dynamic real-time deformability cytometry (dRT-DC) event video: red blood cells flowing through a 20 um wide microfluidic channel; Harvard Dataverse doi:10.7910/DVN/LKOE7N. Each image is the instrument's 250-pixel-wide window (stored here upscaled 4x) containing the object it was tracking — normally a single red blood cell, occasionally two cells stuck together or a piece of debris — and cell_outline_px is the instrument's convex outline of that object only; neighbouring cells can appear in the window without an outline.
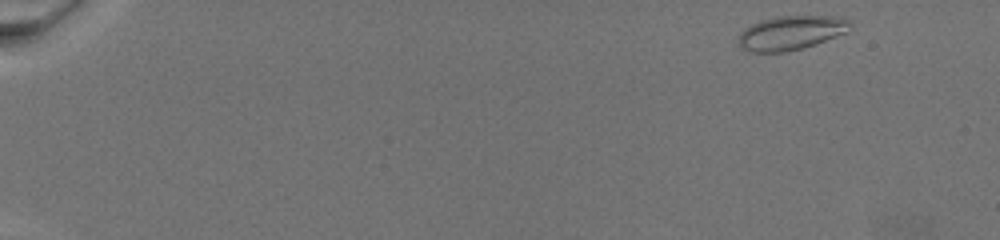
{"species": "common noctule bat (a hibernating species)", "species_latin": "Nyctalus noctula", "temperature_condition": "warm", "stored_images_in_passage": 53, "camera_frame_rate_fps": 3000, "um_per_image_px": 0.085, "animal": {"sex": "female", "body_mass_g": 19.5, "forearm_length_mm": 54.1}, "frame": {"image": 1, "passage_image": 1, "time_ms": 0.0, "image_size_px": [1000, 240], "cell_outline_px": [[848, 32], [816, 44], [804, 48], [788, 52], [748, 52], [740, 48], [740, 32], [744, 28], [760, 20], [776, 16], [832, 16], [848, 20]], "centroid_in_image_um": [67.19, 2.8], "position_along_channel_um": 17.8, "area_um2": 22.2}}
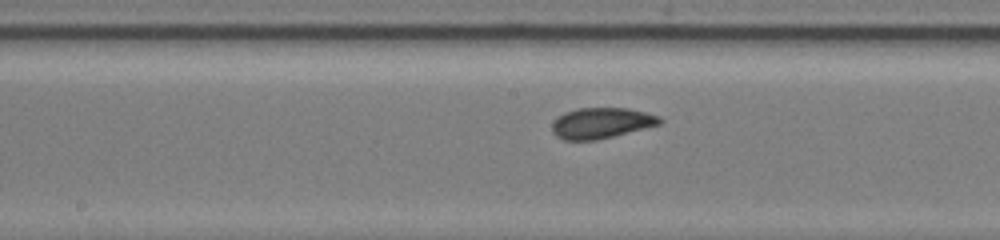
{"frame": {"image": 2, "passage_image": 36, "time_ms": 11.667, "image_size_px": [1000, 240], "cell_outline_px": [[664, 120], [660, 124], [596, 140], [564, 140], [556, 136], [552, 132], [552, 124], [564, 112], [576, 108], [628, 108], [660, 116]], "centroid_in_image_um": [51.11, 10.45], "position_along_channel_um": 197.1, "area_um2": 19.13}}
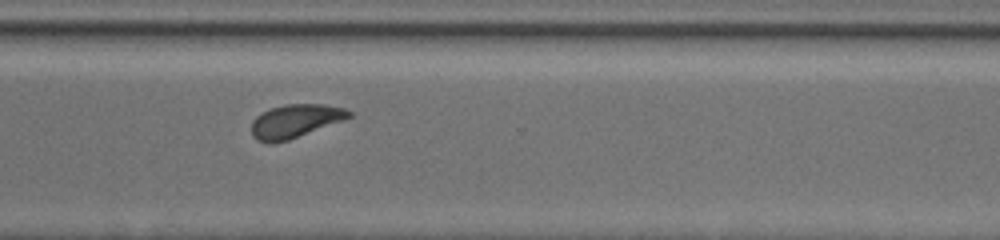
{"frame": {"image": 3, "passage_image": 52, "time_ms": 16.667, "image_size_px": [1000, 240], "cell_outline_px": [[352, 116], [288, 140], [260, 140], [252, 136], [252, 120], [260, 112], [284, 104], [324, 104], [344, 108], [352, 112]], "centroid_in_image_um": [25.09, 10.24], "position_along_channel_um": 345.5, "area_um2": 18.32}}